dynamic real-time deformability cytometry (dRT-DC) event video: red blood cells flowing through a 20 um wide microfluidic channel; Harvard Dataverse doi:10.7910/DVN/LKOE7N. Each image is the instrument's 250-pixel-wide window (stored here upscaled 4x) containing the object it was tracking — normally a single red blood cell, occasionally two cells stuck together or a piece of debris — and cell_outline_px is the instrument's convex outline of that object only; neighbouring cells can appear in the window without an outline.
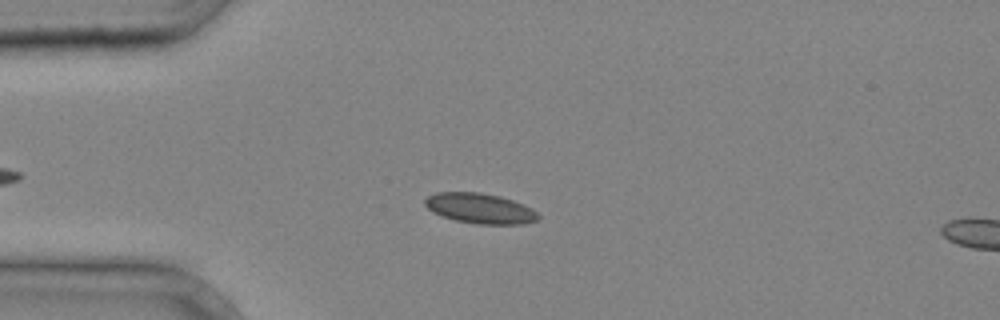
{"species": "common noctule bat (a hibernating species)", "species_latin": "Nyctalus noctula", "temperature_condition": "cold", "stored_images_in_passage": 4, "camera_frame_rate_fps": 3000, "um_per_image_px": 0.085, "animal": {"sex": "male", "body_mass_g": 20.4}, "frame": {"image": 1, "passage_image": 3, "time_ms": 0.667, "image_size_px": [1000, 320], "cell_outline_px": [[540, 216], [536, 220], [524, 224], [476, 224], [456, 220], [432, 212], [424, 204], [424, 200], [428, 196], [436, 192], [480, 192], [500, 196], [524, 204], [532, 208]], "centroid_in_image_um": [40.8, 17.71], "position_along_channel_um": 44.2, "area_um2": 19.94}}